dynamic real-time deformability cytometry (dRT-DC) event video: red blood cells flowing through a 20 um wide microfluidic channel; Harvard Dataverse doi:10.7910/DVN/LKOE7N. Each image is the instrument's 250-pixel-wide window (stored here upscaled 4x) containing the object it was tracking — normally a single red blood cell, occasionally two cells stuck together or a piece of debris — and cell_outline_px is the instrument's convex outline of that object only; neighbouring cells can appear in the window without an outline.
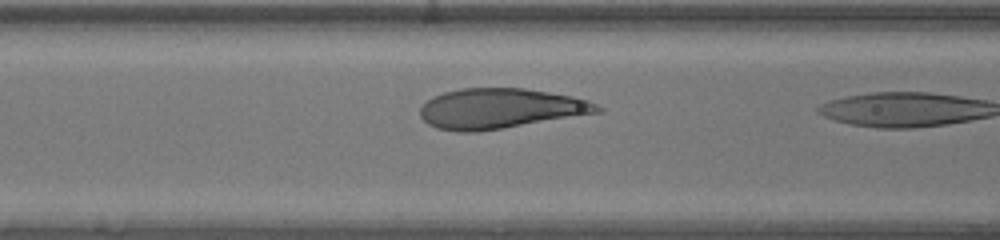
{"species": "human", "species_latin": "Homo sapiens", "temperature_condition": "warm", "stored_images_in_passage": 6, "camera_frame_rate_fps": 3000, "um_per_image_px": 0.085, "donor": {"sex": "male"}, "frame": {"image": 1, "passage_image": 5, "time_ms": 1.333, "image_size_px": [1000, 240], "cell_outline_px": [[604, 112], [476, 132], [456, 132], [436, 128], [428, 124], [420, 116], [420, 108], [432, 96], [444, 92], [460, 88], [524, 88], [572, 96], [588, 100], [604, 108]], "centroid_in_image_um": [42.53, 9.23], "position_along_channel_um": 124.1, "area_um2": 41.56}}